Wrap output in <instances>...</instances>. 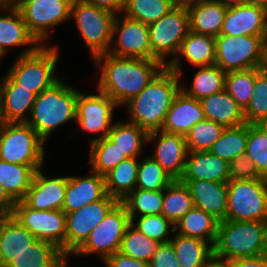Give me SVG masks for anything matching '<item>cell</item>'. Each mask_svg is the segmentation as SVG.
Returning a JSON list of instances; mask_svg holds the SVG:
<instances>
[{
	"label": "cell",
	"mask_w": 267,
	"mask_h": 267,
	"mask_svg": "<svg viewBox=\"0 0 267 267\" xmlns=\"http://www.w3.org/2000/svg\"><path fill=\"white\" fill-rule=\"evenodd\" d=\"M56 267H69L68 266V257H66L59 265Z\"/></svg>",
	"instance_id": "obj_62"
},
{
	"label": "cell",
	"mask_w": 267,
	"mask_h": 267,
	"mask_svg": "<svg viewBox=\"0 0 267 267\" xmlns=\"http://www.w3.org/2000/svg\"><path fill=\"white\" fill-rule=\"evenodd\" d=\"M243 115L247 124H267V73L261 68H256L253 95Z\"/></svg>",
	"instance_id": "obj_43"
},
{
	"label": "cell",
	"mask_w": 267,
	"mask_h": 267,
	"mask_svg": "<svg viewBox=\"0 0 267 267\" xmlns=\"http://www.w3.org/2000/svg\"><path fill=\"white\" fill-rule=\"evenodd\" d=\"M119 201L106 194L102 199L66 214L65 256L70 257L88 238L91 231Z\"/></svg>",
	"instance_id": "obj_16"
},
{
	"label": "cell",
	"mask_w": 267,
	"mask_h": 267,
	"mask_svg": "<svg viewBox=\"0 0 267 267\" xmlns=\"http://www.w3.org/2000/svg\"><path fill=\"white\" fill-rule=\"evenodd\" d=\"M156 142L152 157L173 179L180 180L183 175L188 154L184 135L162 130L148 133L147 143Z\"/></svg>",
	"instance_id": "obj_18"
},
{
	"label": "cell",
	"mask_w": 267,
	"mask_h": 267,
	"mask_svg": "<svg viewBox=\"0 0 267 267\" xmlns=\"http://www.w3.org/2000/svg\"><path fill=\"white\" fill-rule=\"evenodd\" d=\"M107 53L117 57L152 60L148 24L122 13L118 14L113 24L112 41Z\"/></svg>",
	"instance_id": "obj_15"
},
{
	"label": "cell",
	"mask_w": 267,
	"mask_h": 267,
	"mask_svg": "<svg viewBox=\"0 0 267 267\" xmlns=\"http://www.w3.org/2000/svg\"><path fill=\"white\" fill-rule=\"evenodd\" d=\"M100 72L97 90L118 106L137 96L165 67L159 60L117 57L104 53L93 58Z\"/></svg>",
	"instance_id": "obj_1"
},
{
	"label": "cell",
	"mask_w": 267,
	"mask_h": 267,
	"mask_svg": "<svg viewBox=\"0 0 267 267\" xmlns=\"http://www.w3.org/2000/svg\"><path fill=\"white\" fill-rule=\"evenodd\" d=\"M255 77L256 68L226 73L225 90L242 110L253 95Z\"/></svg>",
	"instance_id": "obj_44"
},
{
	"label": "cell",
	"mask_w": 267,
	"mask_h": 267,
	"mask_svg": "<svg viewBox=\"0 0 267 267\" xmlns=\"http://www.w3.org/2000/svg\"><path fill=\"white\" fill-rule=\"evenodd\" d=\"M36 170L32 184L22 201L35 210H62L68 176L48 177Z\"/></svg>",
	"instance_id": "obj_19"
},
{
	"label": "cell",
	"mask_w": 267,
	"mask_h": 267,
	"mask_svg": "<svg viewBox=\"0 0 267 267\" xmlns=\"http://www.w3.org/2000/svg\"><path fill=\"white\" fill-rule=\"evenodd\" d=\"M203 267H229L225 261H220L215 258H212L205 266Z\"/></svg>",
	"instance_id": "obj_56"
},
{
	"label": "cell",
	"mask_w": 267,
	"mask_h": 267,
	"mask_svg": "<svg viewBox=\"0 0 267 267\" xmlns=\"http://www.w3.org/2000/svg\"><path fill=\"white\" fill-rule=\"evenodd\" d=\"M170 243L180 267H203L213 258V246L201 239L175 233Z\"/></svg>",
	"instance_id": "obj_31"
},
{
	"label": "cell",
	"mask_w": 267,
	"mask_h": 267,
	"mask_svg": "<svg viewBox=\"0 0 267 267\" xmlns=\"http://www.w3.org/2000/svg\"><path fill=\"white\" fill-rule=\"evenodd\" d=\"M79 91L74 86L68 85L61 78L51 88L44 90L36 96L31 114L26 123L45 142L48 141L56 128L65 125L67 122H76L77 96Z\"/></svg>",
	"instance_id": "obj_3"
},
{
	"label": "cell",
	"mask_w": 267,
	"mask_h": 267,
	"mask_svg": "<svg viewBox=\"0 0 267 267\" xmlns=\"http://www.w3.org/2000/svg\"><path fill=\"white\" fill-rule=\"evenodd\" d=\"M13 46H27L18 55L23 56L35 52L41 44L29 32L17 6L0 0V56L4 57Z\"/></svg>",
	"instance_id": "obj_17"
},
{
	"label": "cell",
	"mask_w": 267,
	"mask_h": 267,
	"mask_svg": "<svg viewBox=\"0 0 267 267\" xmlns=\"http://www.w3.org/2000/svg\"><path fill=\"white\" fill-rule=\"evenodd\" d=\"M4 1L15 4L18 0H4Z\"/></svg>",
	"instance_id": "obj_63"
},
{
	"label": "cell",
	"mask_w": 267,
	"mask_h": 267,
	"mask_svg": "<svg viewBox=\"0 0 267 267\" xmlns=\"http://www.w3.org/2000/svg\"><path fill=\"white\" fill-rule=\"evenodd\" d=\"M228 185L229 221H263L267 216V179L232 180Z\"/></svg>",
	"instance_id": "obj_11"
},
{
	"label": "cell",
	"mask_w": 267,
	"mask_h": 267,
	"mask_svg": "<svg viewBox=\"0 0 267 267\" xmlns=\"http://www.w3.org/2000/svg\"><path fill=\"white\" fill-rule=\"evenodd\" d=\"M215 52L214 37L189 30L177 55L166 66L181 77L183 75L182 61L186 60L194 67L214 65Z\"/></svg>",
	"instance_id": "obj_22"
},
{
	"label": "cell",
	"mask_w": 267,
	"mask_h": 267,
	"mask_svg": "<svg viewBox=\"0 0 267 267\" xmlns=\"http://www.w3.org/2000/svg\"><path fill=\"white\" fill-rule=\"evenodd\" d=\"M140 158H127L110 170L105 177L106 193L121 202L136 187Z\"/></svg>",
	"instance_id": "obj_33"
},
{
	"label": "cell",
	"mask_w": 267,
	"mask_h": 267,
	"mask_svg": "<svg viewBox=\"0 0 267 267\" xmlns=\"http://www.w3.org/2000/svg\"><path fill=\"white\" fill-rule=\"evenodd\" d=\"M261 69L267 73V39L264 44L263 62Z\"/></svg>",
	"instance_id": "obj_57"
},
{
	"label": "cell",
	"mask_w": 267,
	"mask_h": 267,
	"mask_svg": "<svg viewBox=\"0 0 267 267\" xmlns=\"http://www.w3.org/2000/svg\"><path fill=\"white\" fill-rule=\"evenodd\" d=\"M45 140L26 122L0 126V159L12 164L44 167Z\"/></svg>",
	"instance_id": "obj_6"
},
{
	"label": "cell",
	"mask_w": 267,
	"mask_h": 267,
	"mask_svg": "<svg viewBox=\"0 0 267 267\" xmlns=\"http://www.w3.org/2000/svg\"><path fill=\"white\" fill-rule=\"evenodd\" d=\"M194 207L189 189L180 180H173L164 189L162 215L175 225L188 211Z\"/></svg>",
	"instance_id": "obj_37"
},
{
	"label": "cell",
	"mask_w": 267,
	"mask_h": 267,
	"mask_svg": "<svg viewBox=\"0 0 267 267\" xmlns=\"http://www.w3.org/2000/svg\"><path fill=\"white\" fill-rule=\"evenodd\" d=\"M5 123L2 113V80H0V126Z\"/></svg>",
	"instance_id": "obj_59"
},
{
	"label": "cell",
	"mask_w": 267,
	"mask_h": 267,
	"mask_svg": "<svg viewBox=\"0 0 267 267\" xmlns=\"http://www.w3.org/2000/svg\"><path fill=\"white\" fill-rule=\"evenodd\" d=\"M245 154L255 164L259 174L267 179V124H248Z\"/></svg>",
	"instance_id": "obj_46"
},
{
	"label": "cell",
	"mask_w": 267,
	"mask_h": 267,
	"mask_svg": "<svg viewBox=\"0 0 267 267\" xmlns=\"http://www.w3.org/2000/svg\"><path fill=\"white\" fill-rule=\"evenodd\" d=\"M230 179L232 180H256L263 178L255 164L246 155H238L229 162Z\"/></svg>",
	"instance_id": "obj_49"
},
{
	"label": "cell",
	"mask_w": 267,
	"mask_h": 267,
	"mask_svg": "<svg viewBox=\"0 0 267 267\" xmlns=\"http://www.w3.org/2000/svg\"><path fill=\"white\" fill-rule=\"evenodd\" d=\"M1 79L4 121L27 122L37 95L16 84L7 74Z\"/></svg>",
	"instance_id": "obj_27"
},
{
	"label": "cell",
	"mask_w": 267,
	"mask_h": 267,
	"mask_svg": "<svg viewBox=\"0 0 267 267\" xmlns=\"http://www.w3.org/2000/svg\"><path fill=\"white\" fill-rule=\"evenodd\" d=\"M12 216L38 240L55 244L65 255L66 214L63 210H35L16 201Z\"/></svg>",
	"instance_id": "obj_13"
},
{
	"label": "cell",
	"mask_w": 267,
	"mask_h": 267,
	"mask_svg": "<svg viewBox=\"0 0 267 267\" xmlns=\"http://www.w3.org/2000/svg\"><path fill=\"white\" fill-rule=\"evenodd\" d=\"M116 16L85 0L72 1L70 18L74 20L92 59L108 52Z\"/></svg>",
	"instance_id": "obj_7"
},
{
	"label": "cell",
	"mask_w": 267,
	"mask_h": 267,
	"mask_svg": "<svg viewBox=\"0 0 267 267\" xmlns=\"http://www.w3.org/2000/svg\"><path fill=\"white\" fill-rule=\"evenodd\" d=\"M220 35L267 36V10L255 5L227 8Z\"/></svg>",
	"instance_id": "obj_20"
},
{
	"label": "cell",
	"mask_w": 267,
	"mask_h": 267,
	"mask_svg": "<svg viewBox=\"0 0 267 267\" xmlns=\"http://www.w3.org/2000/svg\"><path fill=\"white\" fill-rule=\"evenodd\" d=\"M159 244L156 240L148 238L130 224L121 240L119 252L137 260L150 263Z\"/></svg>",
	"instance_id": "obj_42"
},
{
	"label": "cell",
	"mask_w": 267,
	"mask_h": 267,
	"mask_svg": "<svg viewBox=\"0 0 267 267\" xmlns=\"http://www.w3.org/2000/svg\"><path fill=\"white\" fill-rule=\"evenodd\" d=\"M65 258L55 244L37 239L5 267H56Z\"/></svg>",
	"instance_id": "obj_32"
},
{
	"label": "cell",
	"mask_w": 267,
	"mask_h": 267,
	"mask_svg": "<svg viewBox=\"0 0 267 267\" xmlns=\"http://www.w3.org/2000/svg\"><path fill=\"white\" fill-rule=\"evenodd\" d=\"M152 60L165 66L177 55L189 32V13L186 5L175 6L168 14L148 25ZM171 59L167 61L166 57ZM167 61V62H166Z\"/></svg>",
	"instance_id": "obj_9"
},
{
	"label": "cell",
	"mask_w": 267,
	"mask_h": 267,
	"mask_svg": "<svg viewBox=\"0 0 267 267\" xmlns=\"http://www.w3.org/2000/svg\"><path fill=\"white\" fill-rule=\"evenodd\" d=\"M205 119H209L224 128H235L245 124L243 110L226 90L199 100Z\"/></svg>",
	"instance_id": "obj_29"
},
{
	"label": "cell",
	"mask_w": 267,
	"mask_h": 267,
	"mask_svg": "<svg viewBox=\"0 0 267 267\" xmlns=\"http://www.w3.org/2000/svg\"><path fill=\"white\" fill-rule=\"evenodd\" d=\"M248 5L260 6L267 10V0H248Z\"/></svg>",
	"instance_id": "obj_58"
},
{
	"label": "cell",
	"mask_w": 267,
	"mask_h": 267,
	"mask_svg": "<svg viewBox=\"0 0 267 267\" xmlns=\"http://www.w3.org/2000/svg\"><path fill=\"white\" fill-rule=\"evenodd\" d=\"M189 88L181 84V90L188 96L201 100L225 90L226 73L216 64L197 67Z\"/></svg>",
	"instance_id": "obj_35"
},
{
	"label": "cell",
	"mask_w": 267,
	"mask_h": 267,
	"mask_svg": "<svg viewBox=\"0 0 267 267\" xmlns=\"http://www.w3.org/2000/svg\"><path fill=\"white\" fill-rule=\"evenodd\" d=\"M216 1L221 2L227 8L248 5V0H216Z\"/></svg>",
	"instance_id": "obj_55"
},
{
	"label": "cell",
	"mask_w": 267,
	"mask_h": 267,
	"mask_svg": "<svg viewBox=\"0 0 267 267\" xmlns=\"http://www.w3.org/2000/svg\"><path fill=\"white\" fill-rule=\"evenodd\" d=\"M118 104L106 94L97 90V94L78 92L76 122L83 133H98L90 143L108 136L113 122L114 111Z\"/></svg>",
	"instance_id": "obj_14"
},
{
	"label": "cell",
	"mask_w": 267,
	"mask_h": 267,
	"mask_svg": "<svg viewBox=\"0 0 267 267\" xmlns=\"http://www.w3.org/2000/svg\"><path fill=\"white\" fill-rule=\"evenodd\" d=\"M176 5H187L197 0H172Z\"/></svg>",
	"instance_id": "obj_61"
},
{
	"label": "cell",
	"mask_w": 267,
	"mask_h": 267,
	"mask_svg": "<svg viewBox=\"0 0 267 267\" xmlns=\"http://www.w3.org/2000/svg\"><path fill=\"white\" fill-rule=\"evenodd\" d=\"M131 224L148 238L156 240L158 243H168L172 239L170 234L175 233L173 225L162 214L138 216L131 220ZM171 227V228H170Z\"/></svg>",
	"instance_id": "obj_48"
},
{
	"label": "cell",
	"mask_w": 267,
	"mask_h": 267,
	"mask_svg": "<svg viewBox=\"0 0 267 267\" xmlns=\"http://www.w3.org/2000/svg\"><path fill=\"white\" fill-rule=\"evenodd\" d=\"M36 169L0 159V184L15 201H21L30 188Z\"/></svg>",
	"instance_id": "obj_36"
},
{
	"label": "cell",
	"mask_w": 267,
	"mask_h": 267,
	"mask_svg": "<svg viewBox=\"0 0 267 267\" xmlns=\"http://www.w3.org/2000/svg\"><path fill=\"white\" fill-rule=\"evenodd\" d=\"M90 175L68 176L62 210L65 213L76 211L83 206L102 199L107 193L105 177L90 170Z\"/></svg>",
	"instance_id": "obj_23"
},
{
	"label": "cell",
	"mask_w": 267,
	"mask_h": 267,
	"mask_svg": "<svg viewBox=\"0 0 267 267\" xmlns=\"http://www.w3.org/2000/svg\"><path fill=\"white\" fill-rule=\"evenodd\" d=\"M266 254L262 221H221L213 246V258L229 261Z\"/></svg>",
	"instance_id": "obj_4"
},
{
	"label": "cell",
	"mask_w": 267,
	"mask_h": 267,
	"mask_svg": "<svg viewBox=\"0 0 267 267\" xmlns=\"http://www.w3.org/2000/svg\"><path fill=\"white\" fill-rule=\"evenodd\" d=\"M219 221L204 210L193 207L176 224L175 232L192 238L209 242L214 246Z\"/></svg>",
	"instance_id": "obj_30"
},
{
	"label": "cell",
	"mask_w": 267,
	"mask_h": 267,
	"mask_svg": "<svg viewBox=\"0 0 267 267\" xmlns=\"http://www.w3.org/2000/svg\"><path fill=\"white\" fill-rule=\"evenodd\" d=\"M164 190H142L135 188L121 202L126 207L130 220L138 216L162 213Z\"/></svg>",
	"instance_id": "obj_38"
},
{
	"label": "cell",
	"mask_w": 267,
	"mask_h": 267,
	"mask_svg": "<svg viewBox=\"0 0 267 267\" xmlns=\"http://www.w3.org/2000/svg\"><path fill=\"white\" fill-rule=\"evenodd\" d=\"M16 201L9 195L5 188L0 184V212L4 216L13 214Z\"/></svg>",
	"instance_id": "obj_54"
},
{
	"label": "cell",
	"mask_w": 267,
	"mask_h": 267,
	"mask_svg": "<svg viewBox=\"0 0 267 267\" xmlns=\"http://www.w3.org/2000/svg\"><path fill=\"white\" fill-rule=\"evenodd\" d=\"M248 124L235 128H225L220 138L209 149V152L230 162L236 156L246 153Z\"/></svg>",
	"instance_id": "obj_39"
},
{
	"label": "cell",
	"mask_w": 267,
	"mask_h": 267,
	"mask_svg": "<svg viewBox=\"0 0 267 267\" xmlns=\"http://www.w3.org/2000/svg\"><path fill=\"white\" fill-rule=\"evenodd\" d=\"M130 224L126 207L118 202L71 256H89L95 253L103 262L119 251L121 240Z\"/></svg>",
	"instance_id": "obj_10"
},
{
	"label": "cell",
	"mask_w": 267,
	"mask_h": 267,
	"mask_svg": "<svg viewBox=\"0 0 267 267\" xmlns=\"http://www.w3.org/2000/svg\"><path fill=\"white\" fill-rule=\"evenodd\" d=\"M229 267H267V254L254 258H237L226 262Z\"/></svg>",
	"instance_id": "obj_52"
},
{
	"label": "cell",
	"mask_w": 267,
	"mask_h": 267,
	"mask_svg": "<svg viewBox=\"0 0 267 267\" xmlns=\"http://www.w3.org/2000/svg\"><path fill=\"white\" fill-rule=\"evenodd\" d=\"M186 6L190 31L214 38L220 35L227 7L216 0H197Z\"/></svg>",
	"instance_id": "obj_26"
},
{
	"label": "cell",
	"mask_w": 267,
	"mask_h": 267,
	"mask_svg": "<svg viewBox=\"0 0 267 267\" xmlns=\"http://www.w3.org/2000/svg\"><path fill=\"white\" fill-rule=\"evenodd\" d=\"M89 145L91 170L100 175L107 174L128 158L126 155H122V152L108 137L91 142Z\"/></svg>",
	"instance_id": "obj_41"
},
{
	"label": "cell",
	"mask_w": 267,
	"mask_h": 267,
	"mask_svg": "<svg viewBox=\"0 0 267 267\" xmlns=\"http://www.w3.org/2000/svg\"><path fill=\"white\" fill-rule=\"evenodd\" d=\"M267 36L219 35L215 38V64L225 73L261 68Z\"/></svg>",
	"instance_id": "obj_8"
},
{
	"label": "cell",
	"mask_w": 267,
	"mask_h": 267,
	"mask_svg": "<svg viewBox=\"0 0 267 267\" xmlns=\"http://www.w3.org/2000/svg\"><path fill=\"white\" fill-rule=\"evenodd\" d=\"M5 216L0 212V222Z\"/></svg>",
	"instance_id": "obj_64"
},
{
	"label": "cell",
	"mask_w": 267,
	"mask_h": 267,
	"mask_svg": "<svg viewBox=\"0 0 267 267\" xmlns=\"http://www.w3.org/2000/svg\"><path fill=\"white\" fill-rule=\"evenodd\" d=\"M36 240L12 215L5 216L0 222V267H5Z\"/></svg>",
	"instance_id": "obj_28"
},
{
	"label": "cell",
	"mask_w": 267,
	"mask_h": 267,
	"mask_svg": "<svg viewBox=\"0 0 267 267\" xmlns=\"http://www.w3.org/2000/svg\"><path fill=\"white\" fill-rule=\"evenodd\" d=\"M173 179L150 156L139 162L136 187L142 190H164Z\"/></svg>",
	"instance_id": "obj_47"
},
{
	"label": "cell",
	"mask_w": 267,
	"mask_h": 267,
	"mask_svg": "<svg viewBox=\"0 0 267 267\" xmlns=\"http://www.w3.org/2000/svg\"><path fill=\"white\" fill-rule=\"evenodd\" d=\"M128 158H140L143 145L147 143L148 133L131 122L117 121L107 136Z\"/></svg>",
	"instance_id": "obj_34"
},
{
	"label": "cell",
	"mask_w": 267,
	"mask_h": 267,
	"mask_svg": "<svg viewBox=\"0 0 267 267\" xmlns=\"http://www.w3.org/2000/svg\"><path fill=\"white\" fill-rule=\"evenodd\" d=\"M204 119L200 101L180 90L166 114L161 130L186 136L195 124Z\"/></svg>",
	"instance_id": "obj_24"
},
{
	"label": "cell",
	"mask_w": 267,
	"mask_h": 267,
	"mask_svg": "<svg viewBox=\"0 0 267 267\" xmlns=\"http://www.w3.org/2000/svg\"><path fill=\"white\" fill-rule=\"evenodd\" d=\"M149 267H180L175 250L170 242L160 243L157 246Z\"/></svg>",
	"instance_id": "obj_50"
},
{
	"label": "cell",
	"mask_w": 267,
	"mask_h": 267,
	"mask_svg": "<svg viewBox=\"0 0 267 267\" xmlns=\"http://www.w3.org/2000/svg\"><path fill=\"white\" fill-rule=\"evenodd\" d=\"M99 8L108 10L116 15L122 13L124 0H85Z\"/></svg>",
	"instance_id": "obj_53"
},
{
	"label": "cell",
	"mask_w": 267,
	"mask_h": 267,
	"mask_svg": "<svg viewBox=\"0 0 267 267\" xmlns=\"http://www.w3.org/2000/svg\"><path fill=\"white\" fill-rule=\"evenodd\" d=\"M264 227V241L266 247V254H267V216L262 221Z\"/></svg>",
	"instance_id": "obj_60"
},
{
	"label": "cell",
	"mask_w": 267,
	"mask_h": 267,
	"mask_svg": "<svg viewBox=\"0 0 267 267\" xmlns=\"http://www.w3.org/2000/svg\"><path fill=\"white\" fill-rule=\"evenodd\" d=\"M224 129L221 124L209 119L195 124L185 136L188 152L209 151Z\"/></svg>",
	"instance_id": "obj_45"
},
{
	"label": "cell",
	"mask_w": 267,
	"mask_h": 267,
	"mask_svg": "<svg viewBox=\"0 0 267 267\" xmlns=\"http://www.w3.org/2000/svg\"><path fill=\"white\" fill-rule=\"evenodd\" d=\"M189 189L194 207L204 210L219 222L225 221L228 208L227 182L180 180Z\"/></svg>",
	"instance_id": "obj_21"
},
{
	"label": "cell",
	"mask_w": 267,
	"mask_h": 267,
	"mask_svg": "<svg viewBox=\"0 0 267 267\" xmlns=\"http://www.w3.org/2000/svg\"><path fill=\"white\" fill-rule=\"evenodd\" d=\"M175 6L172 0H124L122 14L149 25L168 14Z\"/></svg>",
	"instance_id": "obj_40"
},
{
	"label": "cell",
	"mask_w": 267,
	"mask_h": 267,
	"mask_svg": "<svg viewBox=\"0 0 267 267\" xmlns=\"http://www.w3.org/2000/svg\"><path fill=\"white\" fill-rule=\"evenodd\" d=\"M58 49L56 45H41L33 53L17 56L6 74L16 84L39 95L61 79L55 73L60 54Z\"/></svg>",
	"instance_id": "obj_5"
},
{
	"label": "cell",
	"mask_w": 267,
	"mask_h": 267,
	"mask_svg": "<svg viewBox=\"0 0 267 267\" xmlns=\"http://www.w3.org/2000/svg\"><path fill=\"white\" fill-rule=\"evenodd\" d=\"M72 1L18 0L15 5L20 10L29 32L41 45H48L50 30L71 19Z\"/></svg>",
	"instance_id": "obj_12"
},
{
	"label": "cell",
	"mask_w": 267,
	"mask_h": 267,
	"mask_svg": "<svg viewBox=\"0 0 267 267\" xmlns=\"http://www.w3.org/2000/svg\"><path fill=\"white\" fill-rule=\"evenodd\" d=\"M181 77L165 66L141 93L128 101L129 122L147 133L161 130L166 114L181 90Z\"/></svg>",
	"instance_id": "obj_2"
},
{
	"label": "cell",
	"mask_w": 267,
	"mask_h": 267,
	"mask_svg": "<svg viewBox=\"0 0 267 267\" xmlns=\"http://www.w3.org/2000/svg\"><path fill=\"white\" fill-rule=\"evenodd\" d=\"M180 180L228 182L230 180L229 162L209 151L188 152Z\"/></svg>",
	"instance_id": "obj_25"
},
{
	"label": "cell",
	"mask_w": 267,
	"mask_h": 267,
	"mask_svg": "<svg viewBox=\"0 0 267 267\" xmlns=\"http://www.w3.org/2000/svg\"><path fill=\"white\" fill-rule=\"evenodd\" d=\"M103 263L106 267H149V263L115 252L107 257Z\"/></svg>",
	"instance_id": "obj_51"
}]
</instances>
